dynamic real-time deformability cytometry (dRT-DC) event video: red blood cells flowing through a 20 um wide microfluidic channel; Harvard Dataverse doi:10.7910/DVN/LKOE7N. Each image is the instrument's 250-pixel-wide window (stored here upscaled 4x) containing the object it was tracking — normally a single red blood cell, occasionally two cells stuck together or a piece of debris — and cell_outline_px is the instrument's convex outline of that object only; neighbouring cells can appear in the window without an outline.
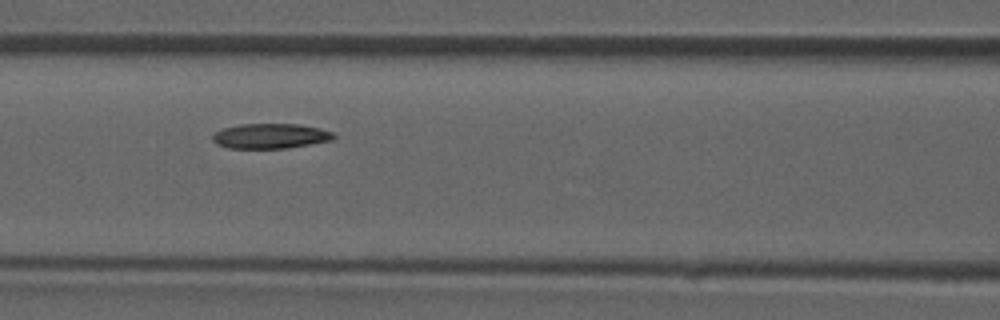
{"species": "common noctule bat (a hibernating species)", "species_latin": "Nyctalus noctula", "temperature_condition": "room temperature", "stored_images_in_passage": 39, "camera_frame_rate_fps": 3000, "um_per_image_px": 0.085, "animal": {"sex": "male", "forearm_length_mm": 52.5}, "frame": {"image": 1, "passage_image": 12, "time_ms": 3.667, "image_size_px": [1000, 320], "cell_outline_px": [[336, 136], [332, 140], [288, 148], [228, 148], [216, 144], [212, 140], [212, 136], [216, 132], [224, 128], [240, 124], [296, 124], [320, 128], [332, 132]], "centroid_in_image_um": [22.98, 11.56], "position_along_channel_um": 143.6, "area_um2": 17.57}}